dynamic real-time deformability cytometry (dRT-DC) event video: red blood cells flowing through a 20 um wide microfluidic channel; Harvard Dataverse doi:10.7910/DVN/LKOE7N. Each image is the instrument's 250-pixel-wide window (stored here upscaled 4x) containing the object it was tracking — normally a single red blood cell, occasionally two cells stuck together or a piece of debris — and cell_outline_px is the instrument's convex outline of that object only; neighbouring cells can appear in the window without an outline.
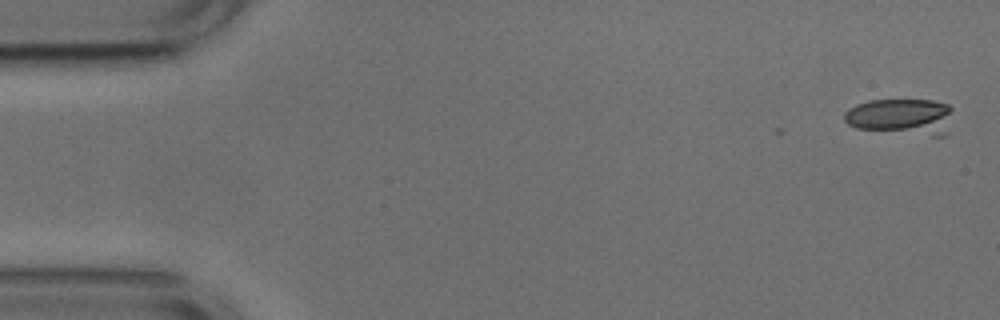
{"species": "common noctule bat (a hibernating species)", "species_latin": "Nyctalus noctula", "temperature_condition": "cold", "stored_images_in_passage": 10, "camera_frame_rate_fps": 3000, "um_per_image_px": 0.085, "animal": {"sex": "male", "body_mass_g": 17.9, "forearm_length_mm": 54.2}, "frame": {"image": 1, "passage_image": 1, "time_ms": 0.0, "image_size_px": [1000, 320], "cell_outline_px": [[952, 108], [948, 136], [932, 136], [856, 128], [848, 124], [844, 120], [844, 112], [848, 108], [856, 104], [868, 100], [932, 100], [948, 104]], "centroid_in_image_um": [76.63, 9.92], "position_along_channel_um": 8.4, "area_um2": 23.29}}